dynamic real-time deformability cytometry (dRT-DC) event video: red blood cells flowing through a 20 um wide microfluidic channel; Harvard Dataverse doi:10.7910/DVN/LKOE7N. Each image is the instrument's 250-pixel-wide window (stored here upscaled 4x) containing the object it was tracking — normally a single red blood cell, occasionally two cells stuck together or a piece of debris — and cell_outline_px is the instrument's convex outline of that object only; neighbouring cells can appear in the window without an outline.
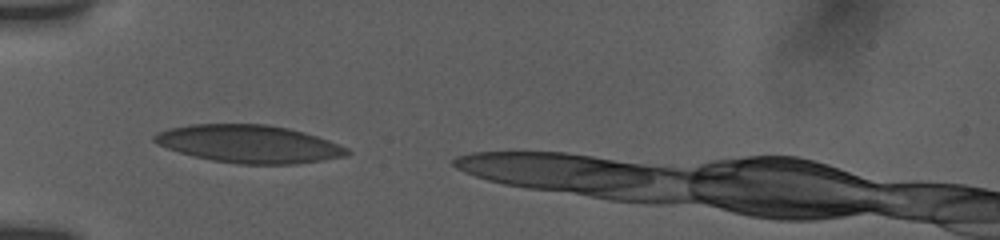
{"species": "human", "species_latin": "Homo sapiens", "temperature_condition": "room temperature", "stored_images_in_passage": 8, "segment_of_instrument_passage": [1, 2], "camera_frame_rate_fps": 3000, "um_per_image_px": 0.085, "donor": {"sex": "female"}, "frame": {"image": 1, "passage_image": 1, "time_ms": 0.0, "image_size_px": [1000, 240], "cell_outline_px": [[352, 152], [348, 156], [324, 160], [296, 164], [240, 164], [212, 160], [192, 156], [156, 144], [152, 140], [152, 136], [156, 132], [168, 128], [192, 124], [268, 124], [288, 128], [304, 132], [340, 144], [348, 148]], "centroid_in_image_um": [21.18, 12.23], "position_along_channel_um": 63.8, "area_um2": 42.71}}
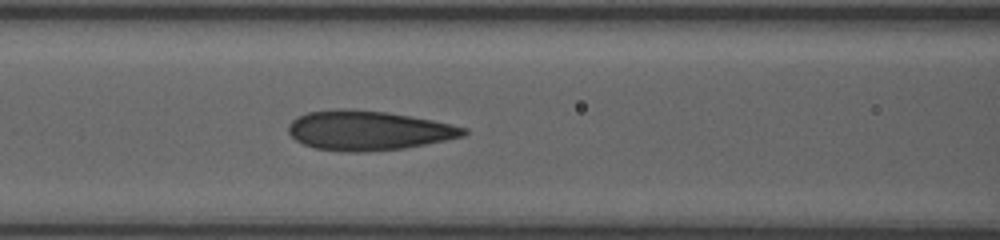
{"frame": {"image": 2, "passage_image": 4, "time_ms": 2.0, "image_size_px": [1000, 240], "cell_outline_px": [[468, 132], [464, 136], [404, 148], [368, 152], [344, 152], [316, 148], [304, 144], [296, 140], [288, 132], [288, 124], [296, 116], [308, 112], [344, 108], [348, 108], [388, 112], [432, 120], [468, 128]], "centroid_in_image_um": [31.28, 11.08], "position_along_channel_um": 135.3, "area_um2": 40.4}}
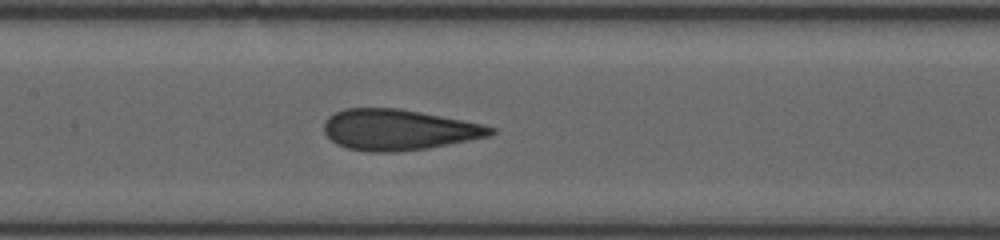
{"frame": {"image": 3, "passage_image": 7, "time_ms": 3.0, "image_size_px": [1000, 240], "cell_outline_px": [[496, 132], [488, 136], [428, 148], [396, 152], [368, 152], [348, 148], [336, 144], [324, 132], [324, 124], [328, 116], [344, 108], [396, 108], [420, 112], [480, 124], [496, 128]], "centroid_in_image_um": [33.83, 11.03], "position_along_channel_um": 173.6, "area_um2": 39.25}}